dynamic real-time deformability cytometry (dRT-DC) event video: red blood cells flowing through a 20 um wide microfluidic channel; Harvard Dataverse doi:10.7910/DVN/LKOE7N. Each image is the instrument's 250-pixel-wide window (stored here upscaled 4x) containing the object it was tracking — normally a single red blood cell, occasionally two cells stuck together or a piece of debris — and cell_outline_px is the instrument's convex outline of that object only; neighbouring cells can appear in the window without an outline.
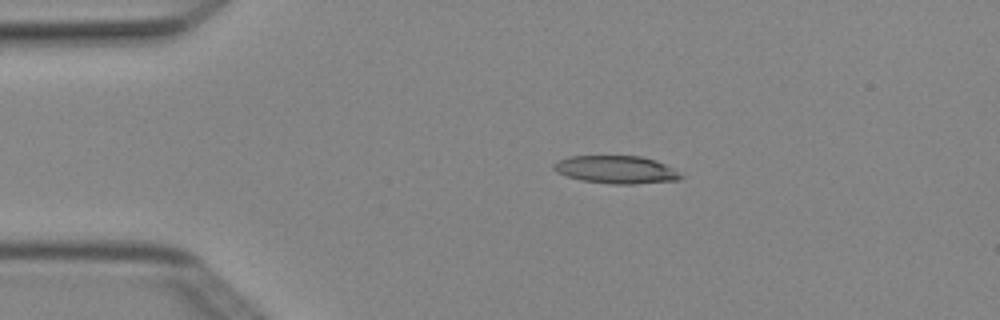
{"species": "Egyptian fruit bat (a non-hibernating species)", "species_latin": "Rousettus aegyptiacus", "temperature_condition": "cold", "stored_images_in_passage": 3, "camera_frame_rate_fps": 3000, "um_per_image_px": 0.085, "animal": {"sex": "female"}, "frame": {"image": 1, "passage_image": 1, "time_ms": 0.0, "image_size_px": [1000, 320], "cell_outline_px": [[684, 176], [680, 180], [632, 184], [612, 184], [580, 180], [556, 172], [552, 168], [552, 164], [556, 160], [568, 156], [640, 156], [656, 160], [672, 168]], "centroid_in_image_um": [52.34, 14.41], "position_along_channel_um": 32.7, "area_um2": 20.69}}
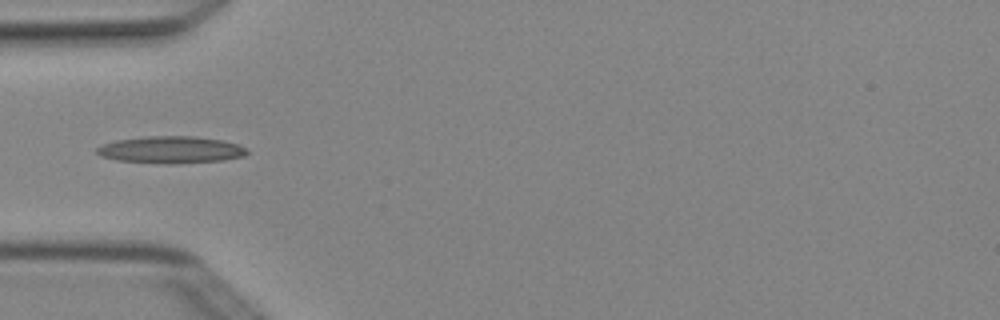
{"frame": {"image": 2, "passage_image": 3, "time_ms": 0.667, "image_size_px": [1000, 320], "cell_outline_px": [[248, 152], [244, 156], [224, 160], [176, 164], [164, 164], [116, 160], [100, 156], [96, 152], [96, 148], [104, 144], [116, 140], [144, 136], [192, 136], [220, 140], [236, 144], [244, 148]], "centroid_in_image_um": [14.48, 12.74], "position_along_channel_um": 70.5, "area_um2": 23.64}}